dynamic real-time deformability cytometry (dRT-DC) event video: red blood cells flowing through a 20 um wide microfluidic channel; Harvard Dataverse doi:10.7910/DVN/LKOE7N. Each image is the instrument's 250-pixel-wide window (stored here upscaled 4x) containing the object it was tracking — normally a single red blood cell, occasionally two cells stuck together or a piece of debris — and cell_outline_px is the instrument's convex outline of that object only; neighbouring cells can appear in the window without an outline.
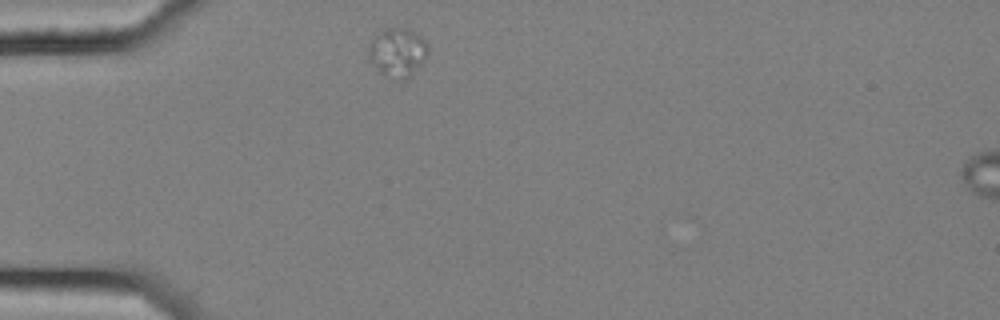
{"species": "common noctule bat (a hibernating species)", "species_latin": "Nyctalus noctula", "temperature_condition": "cold", "stored_images_in_passage": 2, "camera_frame_rate_fps": 3000, "um_per_image_px": 0.085, "animal": {"sex": "female", "body_mass_g": 25.1}, "frame": {"image": 1, "passage_image": 1, "time_ms": 0.0, "image_size_px": [1000, 320], "cell_outline_px": [[428, 56], [404, 80], [392, 80], [380, 72], [376, 68], [368, 56], [368, 48], [372, 40], [376, 36], [388, 28], [408, 28], [416, 32], [428, 44]], "centroid_in_image_um": [33.8, 4.46], "position_along_channel_um": 51.2, "area_um2": 16.7}}